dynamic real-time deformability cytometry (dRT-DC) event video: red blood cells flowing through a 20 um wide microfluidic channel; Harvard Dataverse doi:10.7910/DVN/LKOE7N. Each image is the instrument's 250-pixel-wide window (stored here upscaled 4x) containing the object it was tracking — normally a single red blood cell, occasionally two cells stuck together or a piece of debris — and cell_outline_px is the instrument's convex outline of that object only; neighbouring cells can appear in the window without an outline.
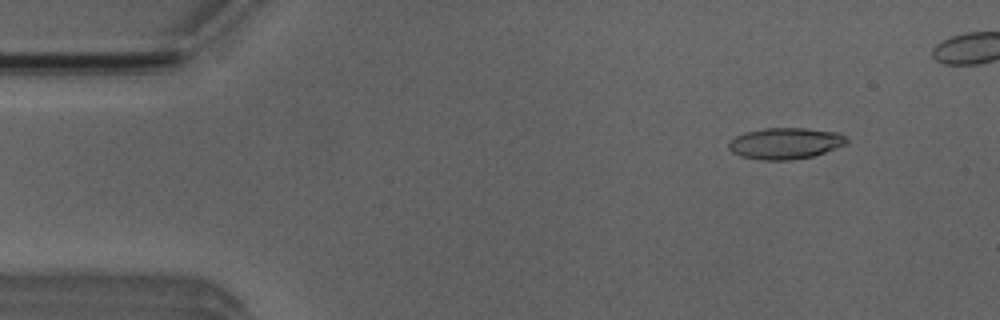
{"species": "Egyptian fruit bat (a non-hibernating species)", "species_latin": "Rousettus aegyptiacus", "temperature_condition": "room temperature", "stored_images_in_passage": 5, "camera_frame_rate_fps": 3000, "um_per_image_px": 0.085, "animal": {"sex": "male"}, "frame": {"image": 1, "passage_image": 1, "time_ms": 0.0, "image_size_px": [1000, 320], "cell_outline_px": [[848, 144], [812, 156], [788, 160], [764, 160], [740, 156], [732, 152], [728, 148], [728, 144], [736, 136], [744, 132], [764, 128], [804, 128], [840, 132], [848, 136]], "centroid_in_image_um": [66.79, 12.17], "position_along_channel_um": 18.2, "area_um2": 21.62}}